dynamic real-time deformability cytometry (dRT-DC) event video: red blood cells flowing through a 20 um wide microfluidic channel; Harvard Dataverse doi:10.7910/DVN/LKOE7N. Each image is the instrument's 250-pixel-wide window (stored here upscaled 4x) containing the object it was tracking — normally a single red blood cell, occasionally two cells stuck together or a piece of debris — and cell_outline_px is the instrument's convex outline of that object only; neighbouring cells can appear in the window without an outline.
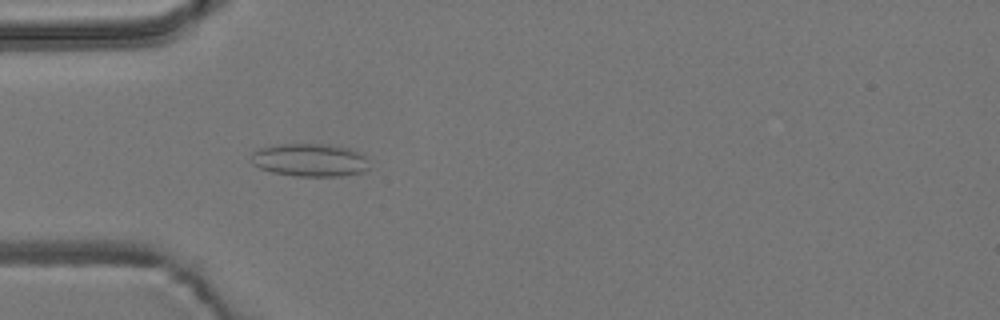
{"species": "common noctule bat (a hibernating species)", "species_latin": "Nyctalus noctula", "temperature_condition": "room temperature", "stored_images_in_passage": 5, "camera_frame_rate_fps": 3000, "um_per_image_px": 0.085, "animal": {"sex": "male", "body_mass_g": 19.2, "forearm_length_mm": 51.8}, "frame": {"image": 1, "passage_image": 5, "time_ms": 4.667, "image_size_px": [1000, 320], "cell_outline_px": [[368, 168], [364, 172], [340, 176], [292, 176], [272, 172], [260, 168], [252, 164], [252, 152], [260, 148], [280, 144], [328, 144], [348, 148], [360, 152], [364, 156]], "centroid_in_image_um": [26.32, 13.61], "position_along_channel_um": 58.7, "area_um2": 22.66}}